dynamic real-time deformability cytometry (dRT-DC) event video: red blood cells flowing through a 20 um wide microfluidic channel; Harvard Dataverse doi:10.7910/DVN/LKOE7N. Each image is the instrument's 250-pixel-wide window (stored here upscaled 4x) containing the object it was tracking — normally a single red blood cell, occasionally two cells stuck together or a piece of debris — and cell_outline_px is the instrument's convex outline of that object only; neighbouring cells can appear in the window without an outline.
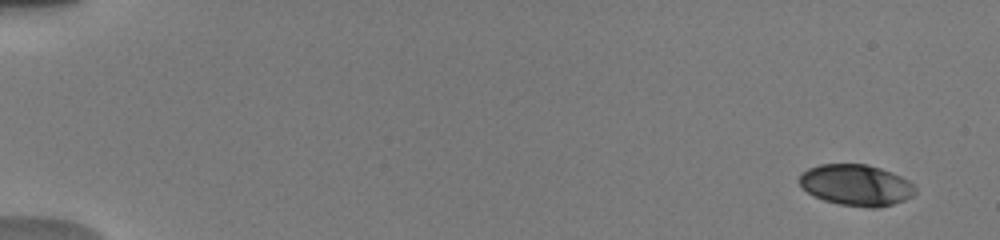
{"species": "human", "species_latin": "Homo sapiens", "temperature_condition": "warm", "stored_images_in_passage": 25, "camera_frame_rate_fps": 3000, "um_per_image_px": 0.085, "donor": {"sex": "male"}, "frame": {"image": 1, "passage_image": 2, "time_ms": 0.667, "image_size_px": [1000, 240], "cell_outline_px": [[916, 192], [912, 196], [904, 200], [892, 204], [876, 208], [868, 208], [840, 204], [824, 200], [800, 188], [796, 180], [800, 172], [808, 168], [820, 164], [864, 164], [880, 168], [892, 172], [908, 180], [916, 188]], "centroid_in_image_um": [72.72, 15.72], "position_along_channel_um": 12.3, "area_um2": 28.03}}
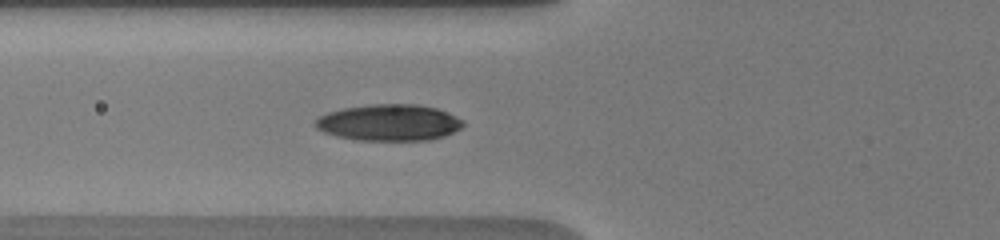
{"frame": {"image": 2, "passage_image": 12, "time_ms": 7.0, "image_size_px": [1000, 240], "cell_outline_px": [[464, 124], [460, 128], [444, 136], [428, 140], [356, 140], [336, 136], [324, 132], [316, 128], [316, 120], [320, 116], [328, 112], [344, 108], [372, 104], [416, 104], [436, 108], [448, 112], [464, 120]], "centroid_in_image_um": [33.08, 10.42], "position_along_channel_um": 92.7, "area_um2": 31.27}}
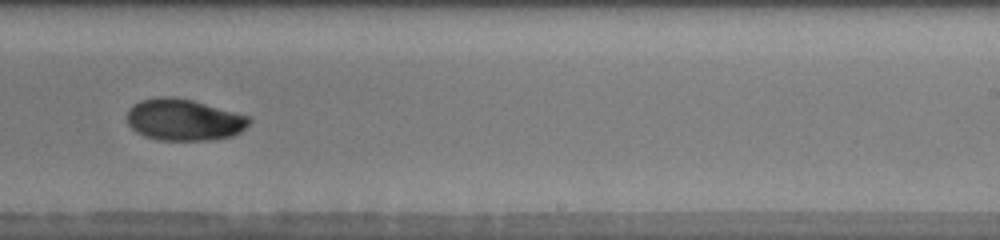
{"frame": {"image": 3, "passage_image": 17, "time_ms": 11.667, "image_size_px": [1000, 240], "cell_outline_px": [[252, 120], [240, 132], [232, 136], [212, 140], [156, 140], [144, 136], [136, 132], [128, 124], [128, 108], [132, 104], [140, 100], [156, 96], [172, 96], [192, 100], [252, 116]], "centroid_in_image_um": [15.63, 10.17], "position_along_channel_um": 273.4, "area_um2": 30.0}, "authors_computed_cell_mechanics": {"area_um2": 28.8422, "velocity_mm_per_s": 3.8781, "shape_relaxation_time_tau1_ms": 3.7754, "shape_relaxation_time_tau2_ms": 4.4633, "deformation_change_tau1": 0.1063, "deformation_change_tau2": 0.0622}}